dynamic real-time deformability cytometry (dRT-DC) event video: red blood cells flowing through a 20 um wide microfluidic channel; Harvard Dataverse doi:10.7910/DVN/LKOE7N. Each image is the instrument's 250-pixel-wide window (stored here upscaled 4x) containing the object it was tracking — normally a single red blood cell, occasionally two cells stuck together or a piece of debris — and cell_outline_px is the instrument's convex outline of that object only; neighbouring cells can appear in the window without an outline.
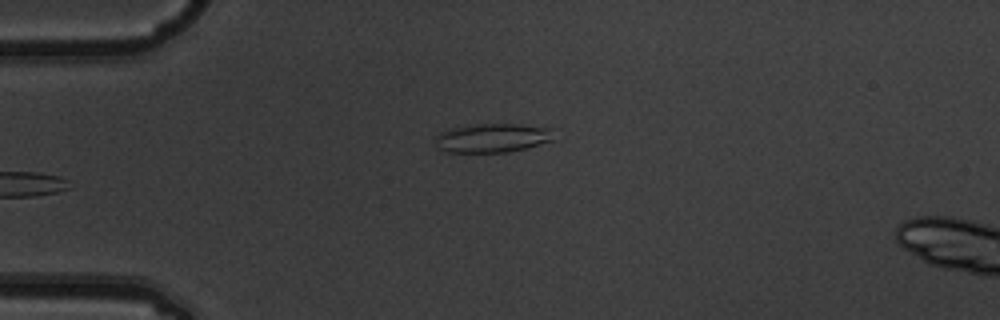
{"species": "common noctule bat (a hibernating species)", "species_latin": "Nyctalus noctula", "temperature_condition": "warm", "stored_images_in_passage": 5, "camera_frame_rate_fps": 3000, "um_per_image_px": 0.085, "animal": {"sex": "male", "body_mass_g": 19.5, "forearm_length_mm": 54.6}, "frame": {"image": 1, "passage_image": 5, "time_ms": 1.333, "image_size_px": [1000, 320], "cell_outline_px": [[556, 140], [528, 148], [508, 152], [444, 152], [436, 144], [436, 136], [440, 132], [452, 128], [476, 124], [520, 124], [556, 128]], "centroid_in_image_um": [41.99, 11.72], "position_along_channel_um": 43.0, "area_um2": 20.46}}